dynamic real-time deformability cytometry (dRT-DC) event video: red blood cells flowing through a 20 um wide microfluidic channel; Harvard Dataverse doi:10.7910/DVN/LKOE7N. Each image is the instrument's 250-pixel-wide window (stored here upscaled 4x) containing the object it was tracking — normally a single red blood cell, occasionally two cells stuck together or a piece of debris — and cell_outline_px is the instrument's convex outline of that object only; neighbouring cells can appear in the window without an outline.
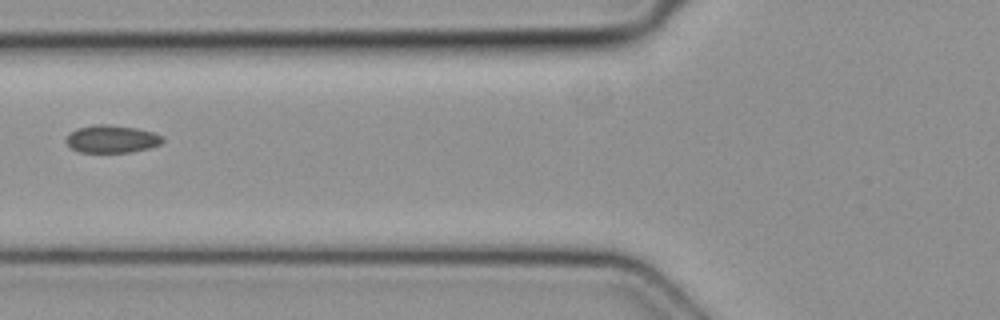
{"species": "common noctule bat (a hibernating species)", "species_latin": "Nyctalus noctula", "temperature_condition": "cold", "stored_images_in_passage": 4, "camera_frame_rate_fps": 3000, "um_per_image_px": 0.085, "animal": {"sex": "female", "body_mass_g": 19.3, "forearm_length_mm": 54.1}, "frame": {"image": 1, "passage_image": 2, "time_ms": 0.333, "image_size_px": [1000, 320], "cell_outline_px": [[164, 140], [160, 144], [148, 148], [132, 152], [80, 152], [72, 148], [64, 140], [76, 128], [92, 124], [108, 124], [136, 128], [152, 132], [164, 136]], "centroid_in_image_um": [9.5, 11.8], "position_along_channel_um": 116.3, "area_um2": 15.55}}
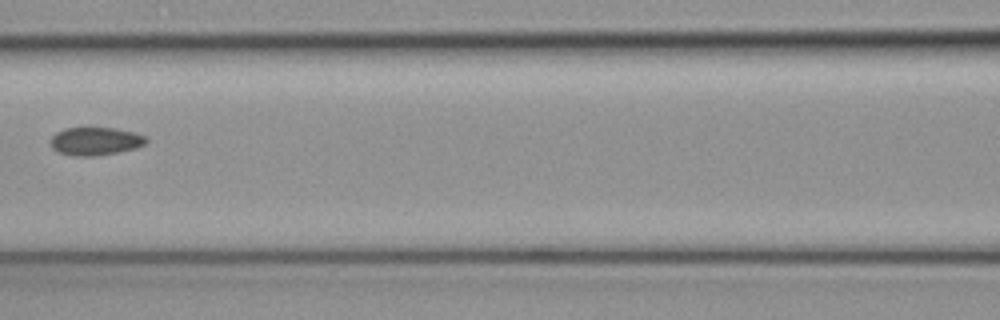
{"frame": {"image": 2, "passage_image": 3, "time_ms": 0.667, "image_size_px": [1000, 320], "cell_outline_px": [[148, 140], [144, 144], [136, 148], [96, 156], [72, 156], [56, 152], [52, 148], [52, 136], [56, 132], [64, 128], [84, 124], [116, 128], [148, 136]], "centroid_in_image_um": [8.08, 11.95], "position_along_channel_um": 158.5, "area_um2": 16.42}}
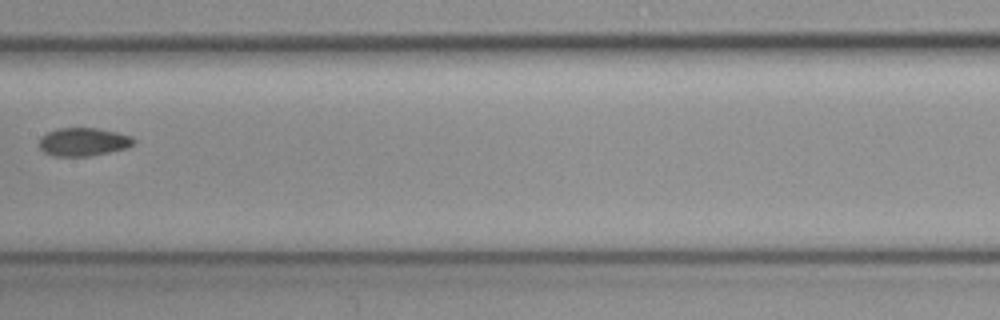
{"frame": {"image": 3, "passage_image": 4, "time_ms": 1.0, "image_size_px": [1000, 320], "cell_outline_px": [[136, 144], [128, 148], [88, 156], [52, 156], [44, 152], [40, 148], [40, 136], [56, 128], [96, 128], [116, 132], [132, 136], [136, 140]], "centroid_in_image_um": [7.11, 12.06], "position_along_channel_um": 200.3, "area_um2": 15.66}}